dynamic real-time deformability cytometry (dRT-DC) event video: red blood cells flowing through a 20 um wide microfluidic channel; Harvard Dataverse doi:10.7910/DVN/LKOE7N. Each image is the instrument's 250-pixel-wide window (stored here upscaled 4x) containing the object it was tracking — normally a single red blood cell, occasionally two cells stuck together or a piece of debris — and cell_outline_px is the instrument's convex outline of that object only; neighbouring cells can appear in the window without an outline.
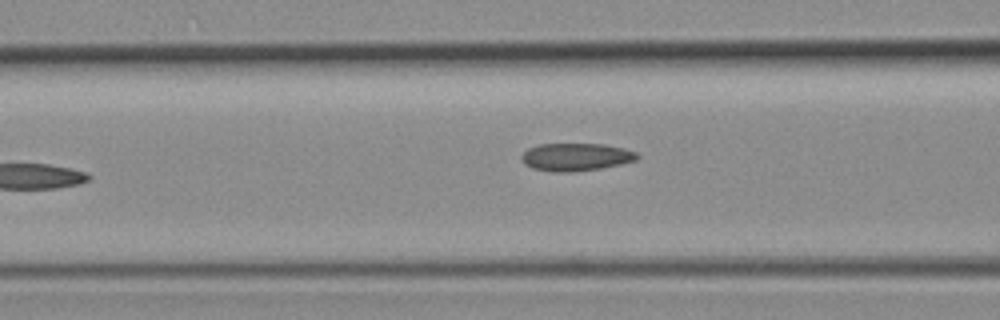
{"species": "common noctule bat (a hibernating species)", "species_latin": "Nyctalus noctula", "temperature_condition": "room temperature", "stored_images_in_passage": 7, "camera_frame_rate_fps": 3000, "um_per_image_px": 0.085, "animal": {"sex": "female", "body_mass_g": 19.3, "forearm_length_mm": 54.1}, "frame": {"image": 1, "passage_image": 7, "time_ms": 6.667, "image_size_px": [1000, 320], "cell_outline_px": [[640, 156], [636, 160], [620, 164], [600, 168], [572, 172], [552, 172], [532, 168], [524, 164], [520, 156], [528, 148], [540, 144], [604, 144], [624, 148], [636, 152]], "centroid_in_image_um": [48.94, 13.34], "position_along_channel_um": 117.7, "area_um2": 18.73}}